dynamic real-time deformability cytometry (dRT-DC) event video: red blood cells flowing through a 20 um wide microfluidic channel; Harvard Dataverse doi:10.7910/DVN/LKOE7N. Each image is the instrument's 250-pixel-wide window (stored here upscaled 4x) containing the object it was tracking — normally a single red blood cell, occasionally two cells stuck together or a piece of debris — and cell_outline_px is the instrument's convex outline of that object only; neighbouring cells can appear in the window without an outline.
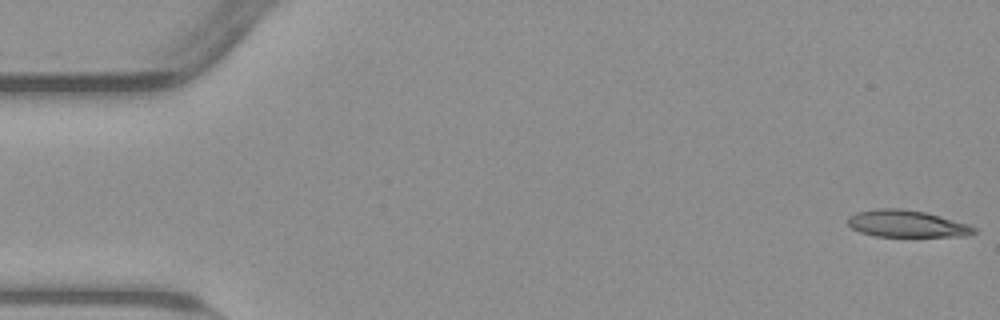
{"species": "common noctule bat (a hibernating species)", "species_latin": "Nyctalus noctula", "temperature_condition": "warm", "stored_images_in_passage": 54, "camera_frame_rate_fps": 3000, "um_per_image_px": 0.085, "animal": {"sex": "male", "body_mass_g": 23.1, "forearm_length_mm": 52.7}, "frame": {"image": 1, "passage_image": 1, "time_ms": 0.0, "image_size_px": [1000, 320], "cell_outline_px": [[976, 232], [968, 236], [876, 236], [860, 232], [852, 228], [848, 224], [848, 216], [856, 212], [880, 208], [900, 208], [924, 212], [940, 216], [968, 224], [976, 228]], "centroid_in_image_um": [77.07, 19.01], "position_along_channel_um": 7.9, "area_um2": 19.71}}
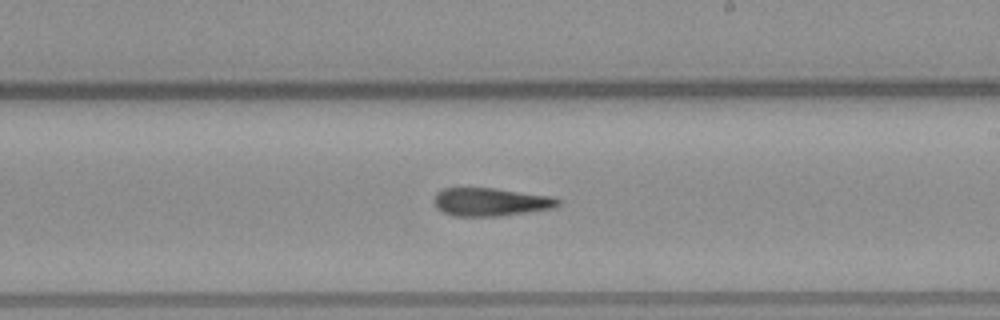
{"frame": {"image": 2, "passage_image": 31, "time_ms": 10.0, "image_size_px": [1000, 320], "cell_outline_px": [[564, 200], [556, 208], [500, 216], [452, 216], [436, 208], [436, 192], [444, 188], [492, 188], [552, 196]], "centroid_in_image_um": [41.77, 17.17], "position_along_channel_um": 247.2, "area_um2": 20.4}}
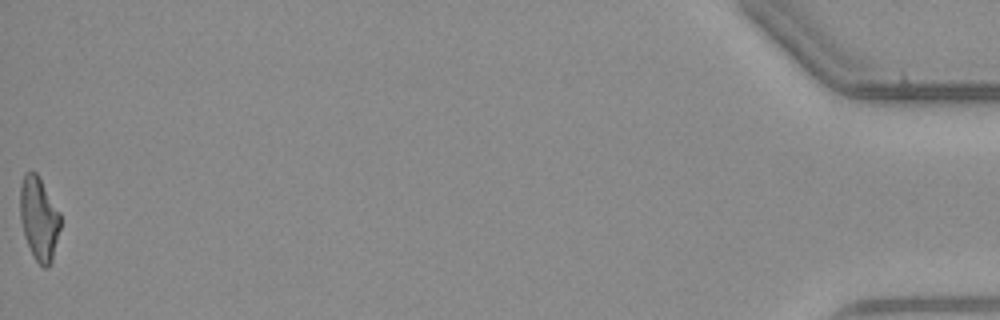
{"frame": {"image": 3, "passage_image": 54, "time_ms": 17.667, "image_size_px": [1000, 320], "cell_outline_px": [[60, 228], [52, 260], [48, 268], [44, 268], [36, 260], [24, 236], [20, 220], [20, 184], [24, 172], [36, 172], [60, 212]], "centroid_in_image_um": [3.3, 18.56], "position_along_channel_um": 431.9, "area_um2": 19.48}}